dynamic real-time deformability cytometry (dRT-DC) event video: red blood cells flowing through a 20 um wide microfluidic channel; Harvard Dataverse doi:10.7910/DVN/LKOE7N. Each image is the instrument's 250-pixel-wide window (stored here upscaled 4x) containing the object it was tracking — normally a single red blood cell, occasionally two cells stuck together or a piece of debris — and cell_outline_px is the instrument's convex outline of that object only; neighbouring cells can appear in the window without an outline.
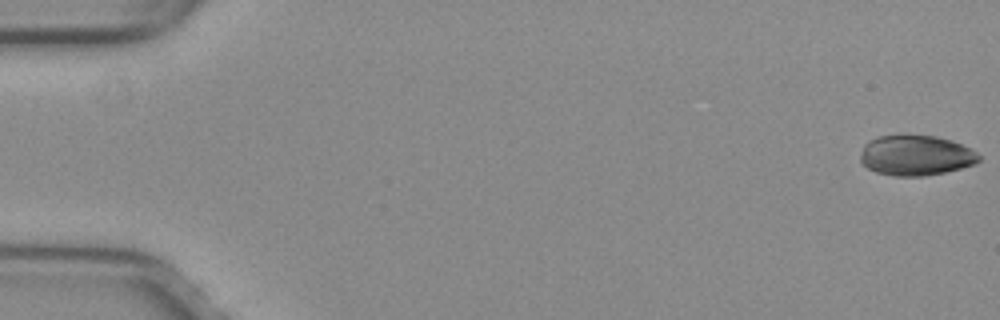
{"species": "common noctule bat (a hibernating species)", "species_latin": "Nyctalus noctula", "temperature_condition": "warm", "stored_images_in_passage": 10, "camera_frame_rate_fps": 3000, "um_per_image_px": 0.085, "animal": {"sex": "female", "body_mass_g": 29.2, "forearm_length_mm": 56.3}, "frame": {"image": 1, "passage_image": 1, "time_ms": 0.0, "image_size_px": [1000, 320], "cell_outline_px": [[980, 160], [976, 164], [944, 172], [924, 176], [892, 176], [876, 172], [868, 168], [860, 160], [860, 156], [864, 144], [868, 140], [876, 136], [900, 132], [936, 136], [972, 148], [980, 156]], "centroid_in_image_um": [77.81, 13.17], "position_along_channel_um": 7.2, "area_um2": 28.55}}